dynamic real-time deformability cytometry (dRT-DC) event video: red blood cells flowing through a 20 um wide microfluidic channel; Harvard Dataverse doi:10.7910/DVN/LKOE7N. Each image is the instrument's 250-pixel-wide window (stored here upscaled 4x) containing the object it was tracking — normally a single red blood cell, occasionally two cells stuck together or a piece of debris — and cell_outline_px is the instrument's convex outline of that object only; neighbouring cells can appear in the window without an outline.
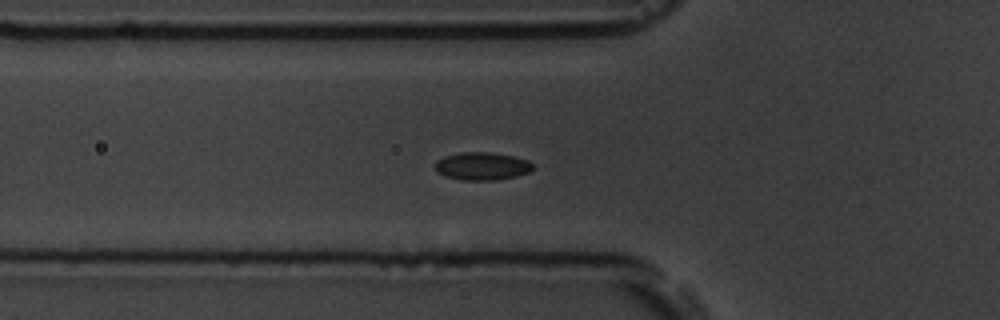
{"species": "common noctule bat (a hibernating species)", "species_latin": "Nyctalus noctula", "temperature_condition": "room temperature", "stored_images_in_passage": 29, "camera_frame_rate_fps": 3000, "um_per_image_px": 0.085, "animal": {"sex": "male", "body_mass_g": 19.5, "forearm_length_mm": 54.6}, "frame": {"image": 1, "passage_image": 4, "time_ms": 1.0, "image_size_px": [1000, 320], "cell_outline_px": [[532, 168], [528, 172], [516, 176], [496, 180], [464, 180], [444, 176], [436, 172], [436, 160], [444, 156], [460, 152], [492, 152], [512, 156], [528, 160], [532, 164]], "centroid_in_image_um": [40.94, 14.12], "position_along_channel_um": 84.9, "area_um2": 15.84}}
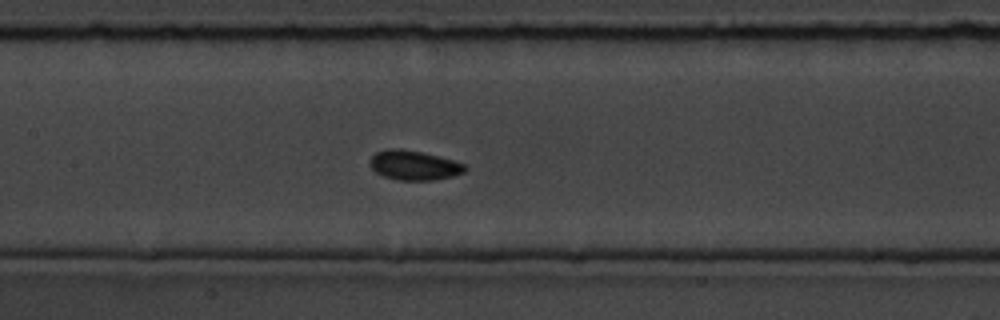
{"frame": {"image": 2, "passage_image": 11, "time_ms": 3.333, "image_size_px": [1000, 320], "cell_outline_px": [[468, 168], [464, 172], [452, 176], [432, 180], [396, 180], [384, 176], [376, 172], [372, 168], [372, 156], [376, 152], [388, 148], [400, 148], [420, 152], [452, 160], [464, 164]], "centroid_in_image_um": [35.19, 14.05], "position_along_channel_um": 172.2, "area_um2": 16.07}}
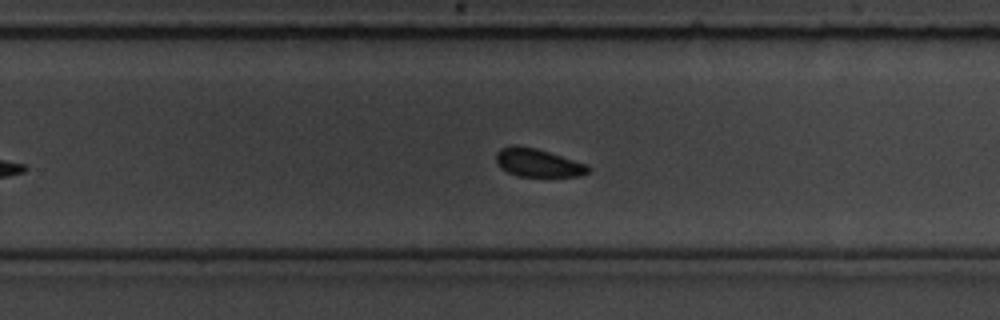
{"frame": {"image": 3, "passage_image": 20, "time_ms": 6.333, "image_size_px": [1000, 320], "cell_outline_px": [[592, 168], [588, 172], [580, 176], [516, 176], [500, 168], [496, 164], [496, 152], [500, 148], [512, 144], [516, 144], [536, 148], [588, 164]], "centroid_in_image_um": [45.69, 13.82], "position_along_channel_um": 284.1, "area_um2": 15.37}}